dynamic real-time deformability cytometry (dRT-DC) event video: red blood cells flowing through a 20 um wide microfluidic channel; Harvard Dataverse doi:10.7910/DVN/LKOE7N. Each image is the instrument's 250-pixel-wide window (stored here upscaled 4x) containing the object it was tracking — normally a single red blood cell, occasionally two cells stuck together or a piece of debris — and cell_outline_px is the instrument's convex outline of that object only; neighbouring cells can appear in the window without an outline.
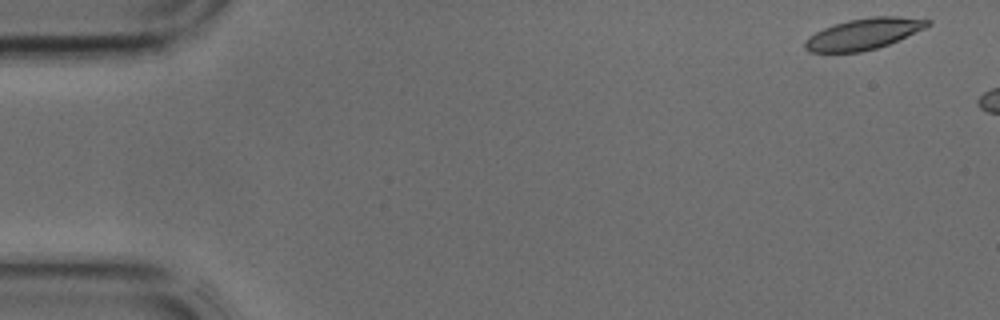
{"species": "common noctule bat (a hibernating species)", "species_latin": "Nyctalus noctula", "temperature_condition": "cold", "stored_images_in_passage": 5, "camera_frame_rate_fps": 3000, "um_per_image_px": 0.085, "animal": {"sex": "male", "body_mass_g": 17.9, "forearm_length_mm": 54.2}, "frame": {"image": 1, "passage_image": 1, "time_ms": 0.0, "image_size_px": [1000, 320], "cell_outline_px": [[932, 24], [924, 28], [888, 44], [876, 48], [860, 52], [808, 52], [804, 48], [804, 40], [808, 36], [824, 28], [848, 20], [872, 16], [896, 16], [932, 20]], "centroid_in_image_um": [73.38, 2.88], "position_along_channel_um": 11.6, "area_um2": 22.08}}